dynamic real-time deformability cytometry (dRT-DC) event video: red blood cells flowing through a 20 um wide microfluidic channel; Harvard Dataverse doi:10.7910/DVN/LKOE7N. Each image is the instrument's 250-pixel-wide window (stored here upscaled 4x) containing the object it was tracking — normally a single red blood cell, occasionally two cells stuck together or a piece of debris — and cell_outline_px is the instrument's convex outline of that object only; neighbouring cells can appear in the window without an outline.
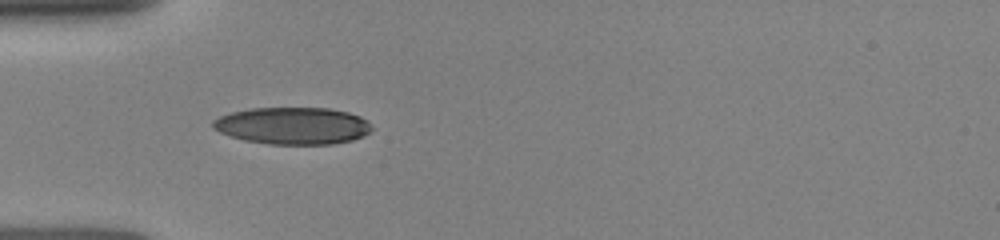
{"species": "human", "species_latin": "Homo sapiens", "temperature_condition": "room temperature", "stored_images_in_passage": 32, "camera_frame_rate_fps": 3000, "um_per_image_px": 0.085, "donor": {"sex": "female"}, "frame": {"image": 1, "passage_image": 10, "time_ms": 4.667, "image_size_px": [1000, 240], "cell_outline_px": [[372, 128], [364, 136], [352, 140], [332, 144], [268, 144], [244, 140], [220, 132], [212, 128], [212, 120], [220, 116], [232, 112], [252, 108], [328, 108], [348, 112], [360, 116], [368, 120]], "centroid_in_image_um": [24.89, 10.69], "position_along_channel_um": 60.1, "area_um2": 34.33}}
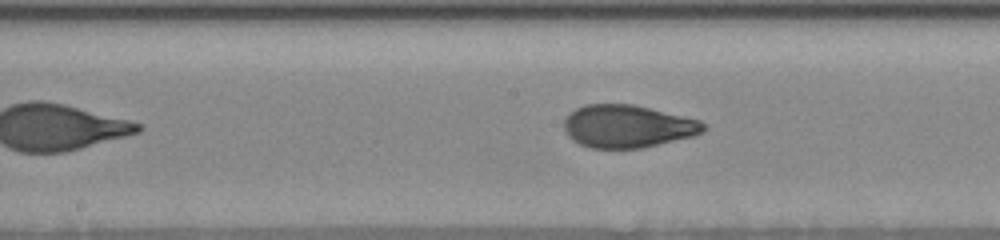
{"frame": {"image": 2, "passage_image": 16, "time_ms": 8.0, "image_size_px": [1000, 240], "cell_outline_px": [[708, 128], [704, 132], [696, 136], [640, 148], [588, 148], [572, 140], [568, 136], [564, 128], [564, 120], [576, 108], [584, 104], [632, 104], [700, 120]], "centroid_in_image_um": [53.36, 10.74], "position_along_channel_um": 194.8, "area_um2": 34.74}}
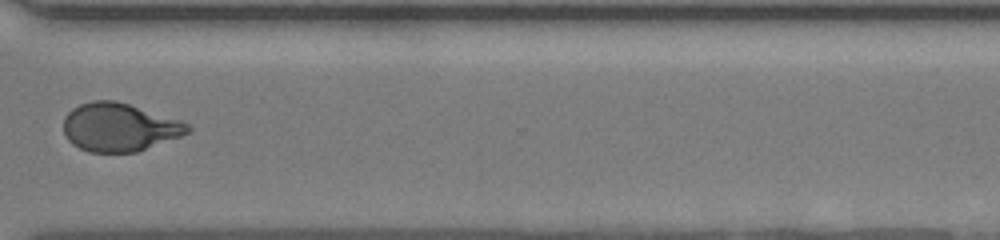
{"frame": {"image": 3, "passage_image": 24, "time_ms": 12.0, "image_size_px": [1000, 240], "cell_outline_px": [[192, 132], [136, 152], [88, 152], [72, 144], [68, 140], [64, 132], [64, 116], [72, 108], [80, 104], [92, 100], [116, 100], [180, 120], [188, 124], [192, 128]], "centroid_in_image_um": [10.13, 10.81], "position_along_channel_um": 360.5, "area_um2": 34.97}}